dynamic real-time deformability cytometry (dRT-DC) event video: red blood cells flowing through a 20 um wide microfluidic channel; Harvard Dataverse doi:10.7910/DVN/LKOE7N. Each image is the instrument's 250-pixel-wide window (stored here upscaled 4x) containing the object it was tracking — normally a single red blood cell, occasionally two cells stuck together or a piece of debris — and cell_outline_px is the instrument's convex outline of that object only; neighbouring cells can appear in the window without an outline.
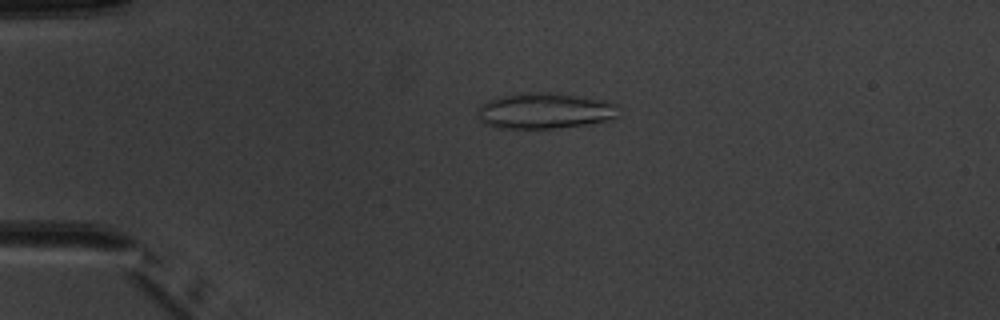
{"species": "common noctule bat (a hibernating species)", "species_latin": "Nyctalus noctula", "temperature_condition": "warm", "stored_images_in_passage": 4, "camera_frame_rate_fps": 3000, "um_per_image_px": 0.085, "animal": {"sex": "male", "body_mass_g": 20.1, "forearm_length_mm": 53.5}, "frame": {"image": 1, "passage_image": 3, "time_ms": 2.667, "image_size_px": [1000, 320], "cell_outline_px": [[616, 116], [608, 120], [588, 124], [552, 128], [496, 128], [480, 120], [476, 116], [476, 112], [480, 104], [488, 100], [500, 96], [520, 92], [552, 92], [604, 100], [616, 104]], "centroid_in_image_um": [46.23, 9.4], "position_along_channel_um": 38.8, "area_um2": 29.48}}